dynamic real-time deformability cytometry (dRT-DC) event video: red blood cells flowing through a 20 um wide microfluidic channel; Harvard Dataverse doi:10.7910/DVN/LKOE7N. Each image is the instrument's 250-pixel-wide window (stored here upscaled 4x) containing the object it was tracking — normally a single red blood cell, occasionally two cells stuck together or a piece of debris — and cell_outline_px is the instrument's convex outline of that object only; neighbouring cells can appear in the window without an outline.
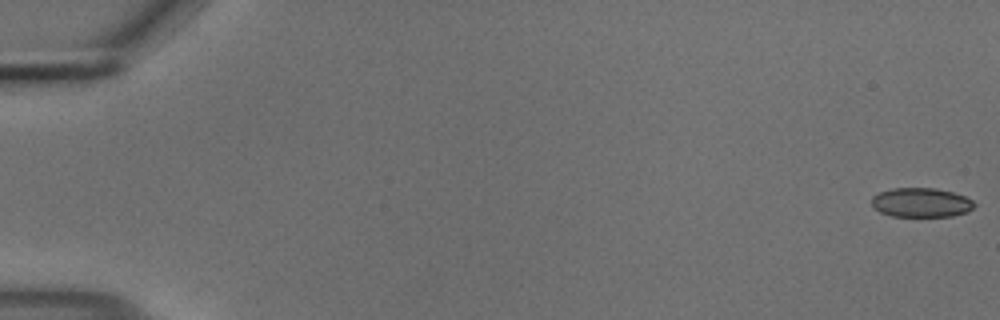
{"species": "common noctule bat (a hibernating species)", "species_latin": "Nyctalus noctula", "temperature_condition": "cold", "stored_images_in_passage": 56, "camera_frame_rate_fps": 3000, "um_per_image_px": 0.085, "animal": {"sex": "male", "body_mass_g": 18.8}, "frame": {"image": 1, "passage_image": 1, "time_ms": 0.0, "image_size_px": [1000, 320], "cell_outline_px": [[976, 204], [968, 212], [952, 216], [892, 216], [880, 212], [872, 208], [872, 196], [880, 192], [892, 188], [936, 188], [952, 192], [964, 196], [972, 200]], "centroid_in_image_um": [78.28, 17.21], "position_along_channel_um": 6.7, "area_um2": 17.57}}
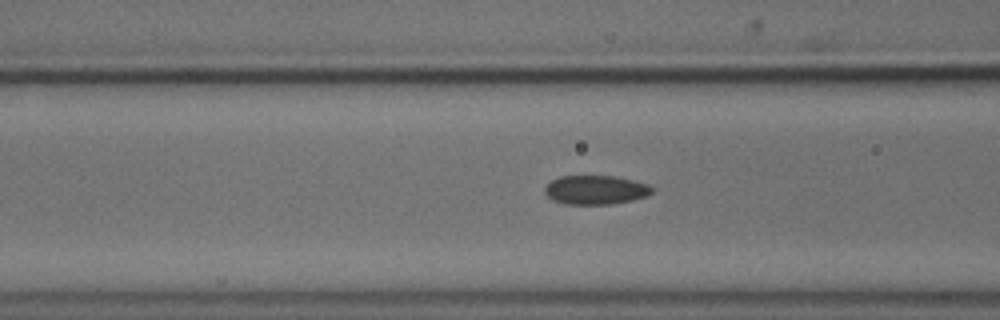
{"frame": {"image": 2, "passage_image": 23, "time_ms": 7.333, "image_size_px": [1000, 320], "cell_outline_px": [[652, 192], [648, 196], [632, 200], [612, 204], [564, 204], [552, 200], [544, 192], [544, 188], [552, 180], [560, 176], [616, 176], [636, 180], [648, 184], [652, 188]], "centroid_in_image_um": [50.64, 16.14], "position_along_channel_um": 116.0, "area_um2": 18.26}}
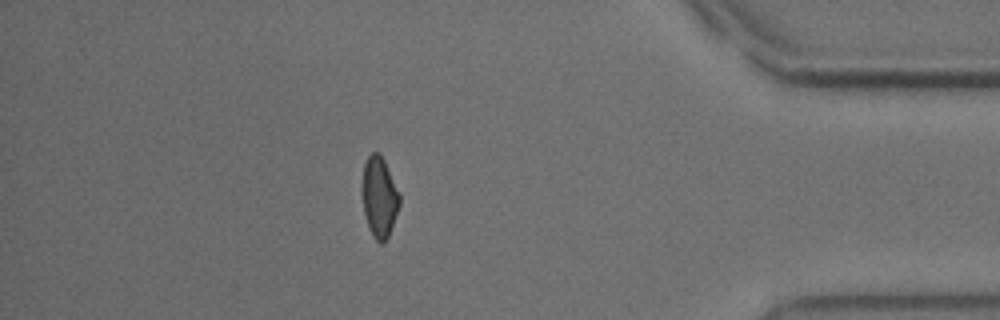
{"frame": {"image": 3, "passage_image": 49, "time_ms": 16.0, "image_size_px": [1000, 320], "cell_outline_px": [[400, 204], [388, 236], [384, 244], [380, 244], [372, 236], [364, 212], [364, 164], [368, 156], [372, 152], [380, 152], [384, 160], [400, 196]], "centroid_in_image_um": [32.27, 16.77], "position_along_channel_um": 402.9, "area_um2": 16.94}, "authors_computed_cell_mechanics": {"area_um2": 18.2648, "velocity_mm_per_s": 3.7088, "shape_relaxation_time_tau1_ms": 6.8781, "shape_relaxation_time_tau2_ms": 3.4463, "deformation_change_tau1": 0.1014, "deformation_change_tau2": 0.0812}}